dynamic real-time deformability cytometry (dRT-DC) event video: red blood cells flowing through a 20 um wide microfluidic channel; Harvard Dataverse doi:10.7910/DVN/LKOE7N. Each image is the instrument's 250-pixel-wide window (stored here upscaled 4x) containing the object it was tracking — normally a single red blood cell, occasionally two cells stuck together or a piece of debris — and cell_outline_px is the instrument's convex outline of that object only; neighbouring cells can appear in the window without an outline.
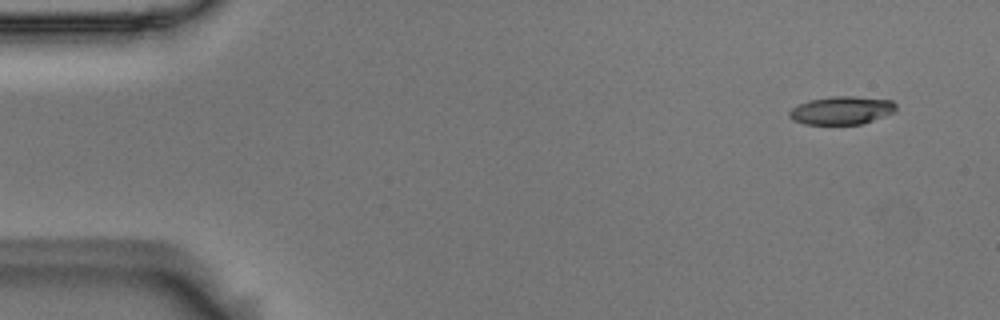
{"species": "Egyptian fruit bat (a non-hibernating species)", "species_latin": "Rousettus aegyptiacus", "temperature_condition": "room temperature", "stored_images_in_passage": 51, "camera_frame_rate_fps": 3000, "um_per_image_px": 0.085, "animal": {"sex": "male"}, "frame": {"image": 1, "passage_image": 1, "time_ms": 0.0, "image_size_px": [1000, 320], "cell_outline_px": [[896, 112], [860, 124], [804, 124], [792, 120], [788, 116], [788, 112], [792, 108], [808, 100], [832, 96], [852, 96], [892, 100], [896, 104]], "centroid_in_image_um": [71.53, 9.38], "position_along_channel_um": 13.5, "area_um2": 17.51}}
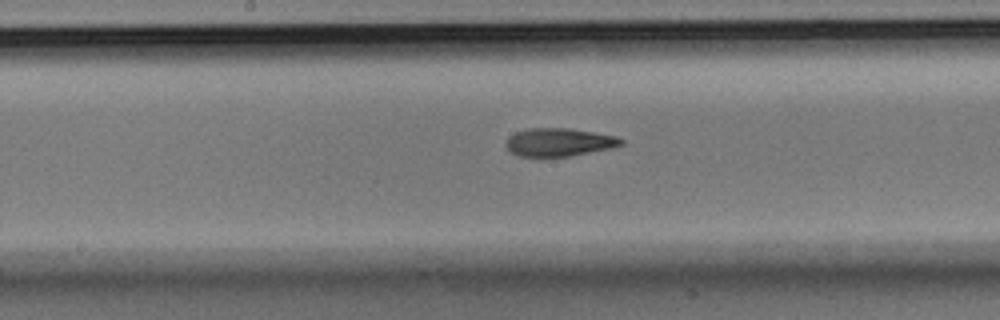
{"frame": {"image": 2, "passage_image": 25, "time_ms": 8.0, "image_size_px": [1000, 320], "cell_outline_px": [[624, 144], [612, 148], [568, 156], [520, 156], [512, 152], [504, 144], [508, 136], [516, 132], [532, 128], [568, 128], [616, 136], [624, 140]], "centroid_in_image_um": [47.52, 12.08], "position_along_channel_um": 200.7, "area_um2": 18.67}}
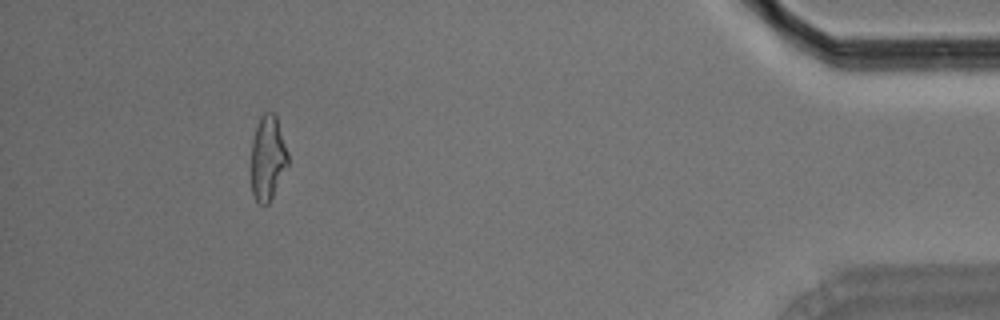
{"frame": {"image": 3, "passage_image": 47, "time_ms": 15.333, "image_size_px": [1000, 320], "cell_outline_px": [[288, 164], [268, 204], [260, 204], [256, 200], [252, 192], [252, 140], [256, 124], [260, 116], [264, 112], [272, 112], [276, 116], [288, 152]], "centroid_in_image_um": [22.75, 13.39], "position_along_channel_um": 412.4, "area_um2": 17.92}, "authors_computed_cell_mechanics": {"area_um2": 18.8428, "velocity_mm_per_s": 3.7216, "shape_relaxation_time_tau1_ms": 4.7667, "shape_relaxation_time_tau2_ms": 2.22, "deformation_change_tau1": 0.19, "deformation_change_tau2": 0.1028}}